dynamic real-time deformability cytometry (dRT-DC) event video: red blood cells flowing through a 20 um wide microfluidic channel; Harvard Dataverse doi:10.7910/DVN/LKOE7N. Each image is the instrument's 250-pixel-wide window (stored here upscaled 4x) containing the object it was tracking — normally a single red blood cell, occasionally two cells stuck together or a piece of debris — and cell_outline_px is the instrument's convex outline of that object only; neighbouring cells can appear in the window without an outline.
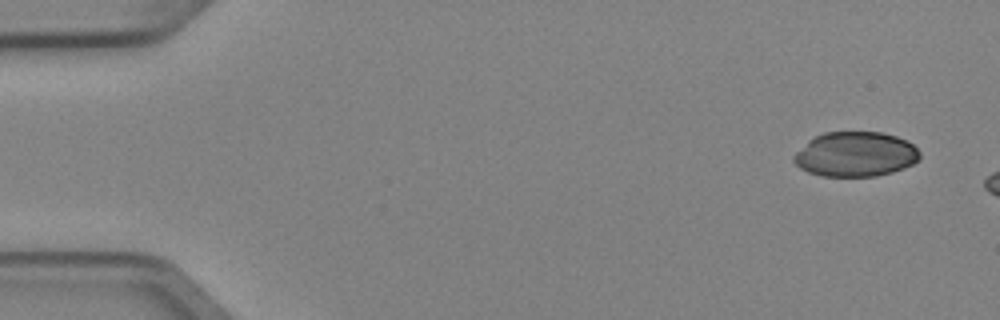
{"species": "Egyptian fruit bat (a non-hibernating species)", "species_latin": "Rousettus aegyptiacus", "temperature_condition": "cold", "stored_images_in_passage": 3, "camera_frame_rate_fps": 3000, "um_per_image_px": 0.085, "animal": {"sex": "female"}, "frame": {"image": 1, "passage_image": 1, "time_ms": 0.0, "image_size_px": [1000, 320], "cell_outline_px": [[920, 160], [904, 168], [892, 172], [876, 176], [820, 176], [808, 172], [800, 168], [792, 160], [792, 156], [808, 140], [824, 132], [880, 132], [896, 136], [912, 144], [920, 152]], "centroid_in_image_um": [72.7, 13.12], "position_along_channel_um": 12.3, "area_um2": 32.95}}